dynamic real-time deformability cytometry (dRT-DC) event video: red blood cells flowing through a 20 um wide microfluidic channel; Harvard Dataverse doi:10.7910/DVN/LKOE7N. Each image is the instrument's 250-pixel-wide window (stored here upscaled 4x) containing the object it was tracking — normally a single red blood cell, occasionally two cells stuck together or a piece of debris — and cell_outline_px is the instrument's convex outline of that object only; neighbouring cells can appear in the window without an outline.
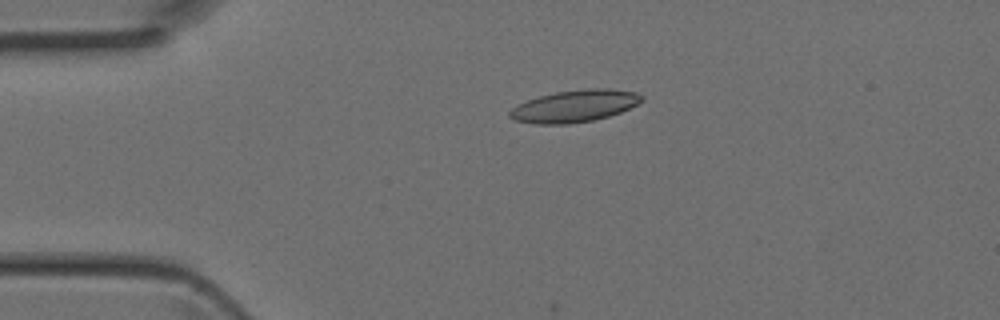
{"species": "Egyptian fruit bat (a non-hibernating species)", "species_latin": "Rousettus aegyptiacus", "temperature_condition": "room temperature", "stored_images_in_passage": 2, "camera_frame_rate_fps": 3000, "um_per_image_px": 0.085, "animal": {"sex": "female"}, "frame": {"image": 1, "passage_image": 2, "time_ms": 0.333, "image_size_px": [1000, 320], "cell_outline_px": [[644, 100], [620, 112], [608, 116], [592, 120], [568, 124], [536, 124], [512, 120], [508, 116], [508, 112], [516, 104], [540, 96], [556, 92], [588, 88], [608, 88], [636, 92], [644, 96]], "centroid_in_image_um": [48.81, 9.01], "position_along_channel_um": 36.2, "area_um2": 24.68}}